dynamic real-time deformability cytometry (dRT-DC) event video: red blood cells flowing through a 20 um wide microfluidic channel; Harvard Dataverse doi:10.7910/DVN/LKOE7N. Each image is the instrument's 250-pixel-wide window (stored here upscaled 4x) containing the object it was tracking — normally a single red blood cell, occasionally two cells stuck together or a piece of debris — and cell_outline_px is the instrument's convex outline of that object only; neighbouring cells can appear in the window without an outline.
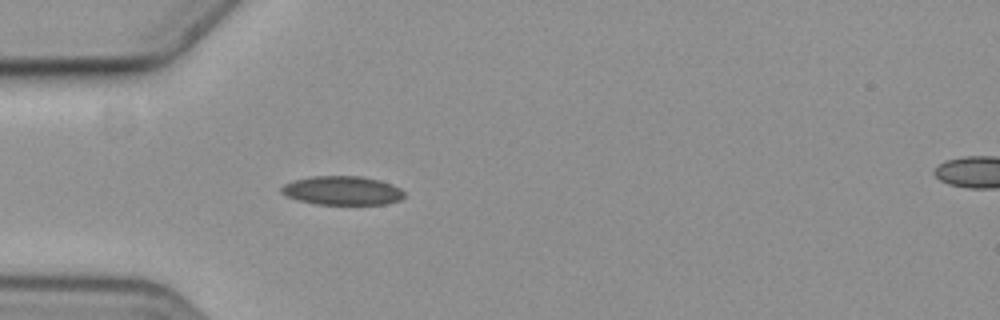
{"species": "common noctule bat (a hibernating species)", "species_latin": "Nyctalus noctula", "temperature_condition": "cold", "stored_images_in_passage": 5, "segment_of_instrument_passage": [1, 2], "camera_frame_rate_fps": 3000, "um_per_image_px": 0.085, "animal": {"sex": "female", "body_mass_g": 19.3, "forearm_length_mm": 54.1}, "frame": {"image": 1, "passage_image": 4, "time_ms": 3.333, "image_size_px": [1000, 320], "cell_outline_px": [[404, 196], [400, 200], [384, 204], [316, 204], [296, 200], [280, 192], [280, 188], [284, 184], [292, 180], [312, 176], [360, 176], [380, 180], [392, 184], [400, 188], [404, 192]], "centroid_in_image_um": [29.07, 16.19], "position_along_channel_um": 55.9, "area_um2": 20.75}}